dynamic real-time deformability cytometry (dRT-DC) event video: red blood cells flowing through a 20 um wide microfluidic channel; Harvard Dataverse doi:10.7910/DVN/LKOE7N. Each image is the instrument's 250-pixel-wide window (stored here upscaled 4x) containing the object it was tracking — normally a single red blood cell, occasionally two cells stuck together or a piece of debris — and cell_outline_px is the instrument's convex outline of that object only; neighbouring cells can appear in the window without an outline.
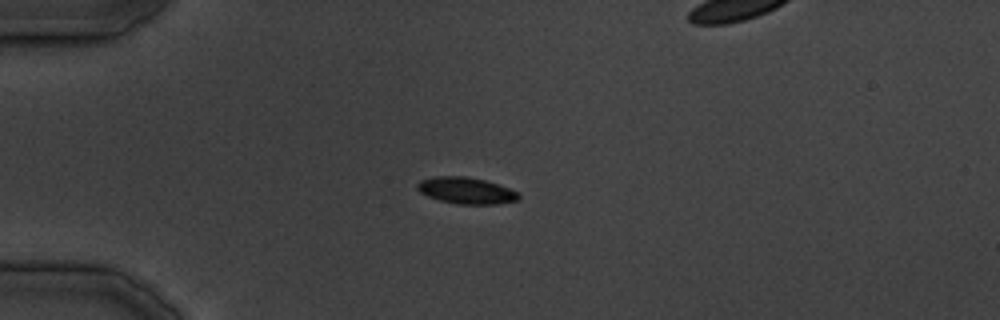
{"species": "common noctule bat (a hibernating species)", "species_latin": "Nyctalus noctula", "temperature_condition": "cold", "stored_images_in_passage": 32, "camera_frame_rate_fps": 3000, "um_per_image_px": 0.085, "animal": {"sex": "male", "body_mass_g": 19.5, "forearm_length_mm": 54.6}, "frame": {"image": 1, "passage_image": 5, "time_ms": 4.667, "image_size_px": [1000, 320], "cell_outline_px": [[520, 200], [496, 204], [456, 204], [440, 200], [428, 196], [420, 192], [416, 188], [416, 184], [420, 180], [436, 176], [468, 176], [484, 180], [508, 188], [516, 192], [520, 196]], "centroid_in_image_um": [39.6, 16.2], "position_along_channel_um": 45.4, "area_um2": 15.61}}
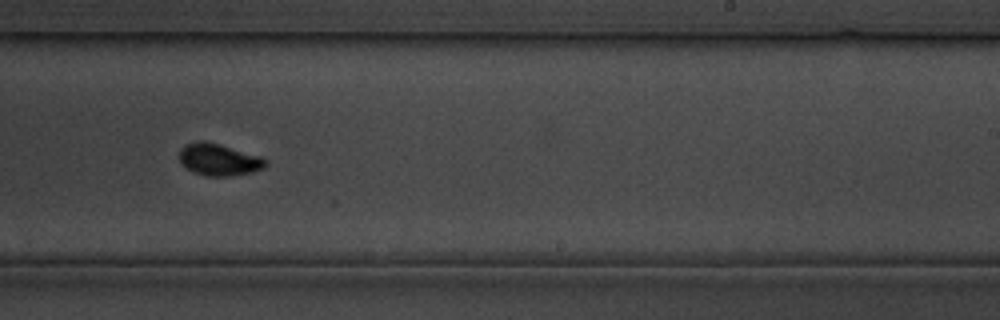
{"frame": {"image": 2, "passage_image": 19, "time_ms": 21.667, "image_size_px": [1000, 320], "cell_outline_px": [[268, 164], [264, 168], [252, 172], [228, 176], [208, 176], [192, 172], [180, 164], [180, 148], [184, 144], [196, 140], [204, 140], [220, 144], [260, 156], [268, 160]], "centroid_in_image_um": [18.58, 13.55], "position_along_channel_um": 270.4, "area_um2": 16.3}}